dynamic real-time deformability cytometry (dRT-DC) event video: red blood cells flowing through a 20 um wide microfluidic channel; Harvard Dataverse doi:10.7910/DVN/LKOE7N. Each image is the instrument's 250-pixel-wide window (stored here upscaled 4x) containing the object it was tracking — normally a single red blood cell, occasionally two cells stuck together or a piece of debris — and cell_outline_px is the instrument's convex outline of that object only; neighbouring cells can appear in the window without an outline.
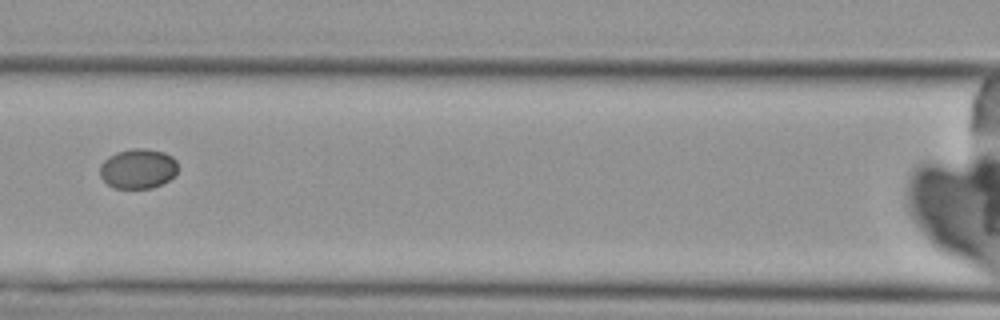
{"species": "Egyptian fruit bat (a non-hibernating species)", "species_latin": "Rousettus aegyptiacus", "temperature_condition": "cold", "stored_images_in_passage": 3, "camera_frame_rate_fps": 3000, "um_per_image_px": 0.085, "animal": {"sex": "female"}, "frame": {"image": 1, "passage_image": 3, "time_ms": 2.333, "image_size_px": [1000, 320], "cell_outline_px": [[176, 172], [168, 180], [152, 188], [112, 188], [100, 176], [100, 164], [108, 156], [116, 152], [132, 148], [144, 148], [164, 152], [172, 156], [176, 160]], "centroid_in_image_um": [11.7, 14.32], "position_along_channel_um": 154.9, "area_um2": 18.09}}